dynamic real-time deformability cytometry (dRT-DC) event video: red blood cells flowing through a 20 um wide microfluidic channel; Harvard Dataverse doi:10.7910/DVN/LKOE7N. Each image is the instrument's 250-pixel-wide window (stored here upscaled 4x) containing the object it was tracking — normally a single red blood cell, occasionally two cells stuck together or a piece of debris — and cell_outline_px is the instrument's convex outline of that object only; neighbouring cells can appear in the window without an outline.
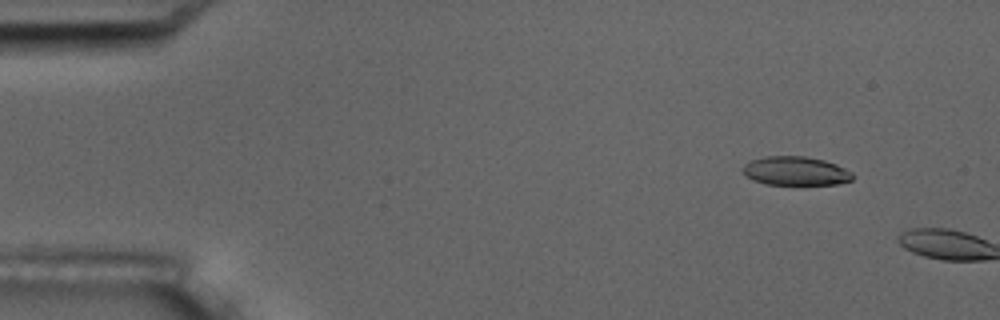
{"species": "common noctule bat (a hibernating species)", "species_latin": "Nyctalus noctula", "temperature_condition": "room temperature", "stored_images_in_passage": 3, "camera_frame_rate_fps": 3000, "um_per_image_px": 0.085, "animal": {"sex": "male", "body_mass_g": 17.5, "forearm_length_mm": 52.3}, "frame": {"image": 1, "passage_image": 2, "time_ms": 1.333, "image_size_px": [1000, 320], "cell_outline_px": [[852, 180], [836, 184], [764, 184], [752, 180], [744, 176], [744, 164], [752, 160], [764, 156], [804, 156], [824, 160], [836, 164], [852, 172]], "centroid_in_image_um": [67.6, 14.53], "position_along_channel_um": 17.4, "area_um2": 18.38}}